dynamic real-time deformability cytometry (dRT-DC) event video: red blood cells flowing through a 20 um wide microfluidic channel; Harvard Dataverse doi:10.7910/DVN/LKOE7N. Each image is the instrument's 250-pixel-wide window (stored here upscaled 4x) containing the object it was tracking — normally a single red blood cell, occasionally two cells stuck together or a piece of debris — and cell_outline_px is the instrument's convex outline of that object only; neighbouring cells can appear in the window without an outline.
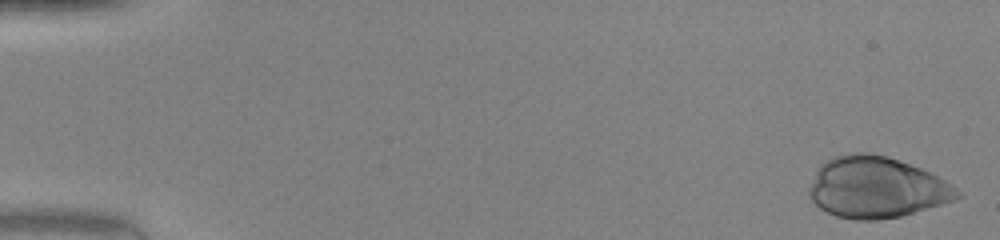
{"species": "human", "species_latin": "Homo sapiens", "temperature_condition": "warm", "stored_images_in_passage": 48, "camera_frame_rate_fps": 3000, "um_per_image_px": 0.085, "donor": {"sex": "female"}, "frame": {"image": 1, "passage_image": 1, "time_ms": 0.0, "image_size_px": [1000, 240], "cell_outline_px": [[964, 196], [956, 200], [900, 216], [876, 220], [856, 220], [836, 216], [820, 208], [808, 196], [808, 188], [816, 168], [820, 164], [832, 156], [848, 152], [872, 152], [888, 156], [920, 168], [952, 184], [964, 192]], "centroid_in_image_um": [74.49, 15.91], "position_along_channel_um": 10.5, "area_um2": 53.35}}
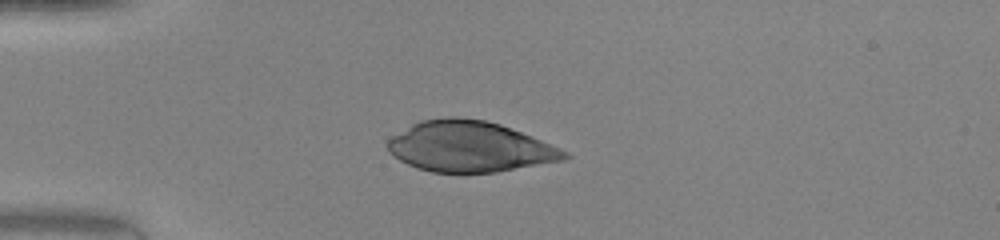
{"frame": {"image": 2, "passage_image": 13, "time_ms": 4.0, "image_size_px": [1000, 240], "cell_outline_px": [[572, 156], [564, 160], [496, 172], [432, 172], [416, 168], [400, 160], [388, 152], [388, 140], [392, 136], [412, 124], [420, 120], [448, 116], [456, 116], [484, 120], [500, 124], [532, 136], [560, 148], [568, 152]], "centroid_in_image_um": [39.92, 12.46], "position_along_channel_um": 45.1, "area_um2": 52.08}}